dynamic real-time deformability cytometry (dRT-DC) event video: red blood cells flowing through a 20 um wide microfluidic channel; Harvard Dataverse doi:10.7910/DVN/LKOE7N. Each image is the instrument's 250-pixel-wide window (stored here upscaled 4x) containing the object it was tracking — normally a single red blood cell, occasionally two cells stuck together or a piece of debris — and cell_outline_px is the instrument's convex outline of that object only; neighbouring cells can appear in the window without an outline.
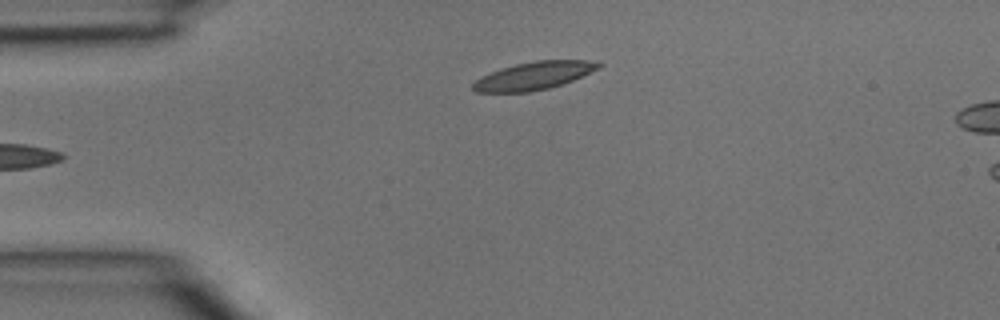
{"species": "common noctule bat (a hibernating species)", "species_latin": "Nyctalus noctula", "temperature_condition": "room temperature", "stored_images_in_passage": 4, "camera_frame_rate_fps": 3000, "um_per_image_px": 0.085, "animal": {"sex": "male", "body_mass_g": 15.6}, "frame": {"image": 1, "passage_image": 4, "time_ms": 1.0, "image_size_px": [1000, 320], "cell_outline_px": [[604, 64], [600, 68], [572, 80], [548, 88], [528, 92], [476, 92], [472, 88], [472, 84], [480, 76], [516, 64], [536, 60], [588, 60]], "centroid_in_image_um": [45.38, 6.43], "position_along_channel_um": 39.6, "area_um2": 20.11}}